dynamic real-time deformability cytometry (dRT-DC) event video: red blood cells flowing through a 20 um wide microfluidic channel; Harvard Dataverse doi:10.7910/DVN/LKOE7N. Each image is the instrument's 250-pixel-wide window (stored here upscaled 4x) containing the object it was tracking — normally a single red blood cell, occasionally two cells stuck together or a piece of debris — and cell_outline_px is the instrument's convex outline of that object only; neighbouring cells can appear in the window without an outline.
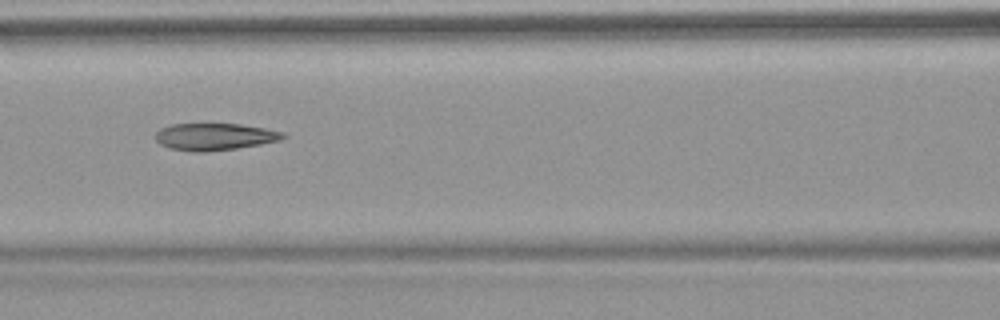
{"species": "common noctule bat (a hibernating species)", "species_latin": "Nyctalus noctula", "temperature_condition": "warm", "stored_images_in_passage": 9, "camera_frame_rate_fps": 3000, "um_per_image_px": 0.085, "animal": {"sex": "female", "body_mass_g": 18.4}, "frame": {"image": 1, "passage_image": 7, "time_ms": 7.0, "image_size_px": [1000, 320], "cell_outline_px": [[288, 136], [280, 140], [260, 144], [236, 148], [204, 152], [192, 152], [172, 148], [160, 144], [156, 140], [156, 132], [160, 128], [172, 124], [240, 124], [264, 128], [284, 132]], "centroid_in_image_um": [18.25, 11.61], "position_along_channel_um": 148.3, "area_um2": 20.0}}
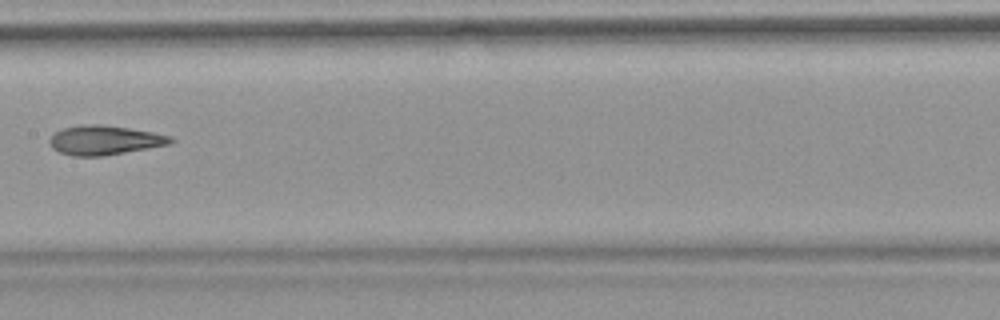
{"frame": {"image": 2, "passage_image": 8, "time_ms": 8.333, "image_size_px": [1000, 320], "cell_outline_px": [[176, 140], [168, 144], [148, 148], [104, 156], [72, 156], [60, 152], [52, 148], [48, 144], [48, 140], [56, 132], [64, 128], [80, 124], [100, 124], [128, 128], [152, 132], [172, 136]], "centroid_in_image_um": [8.87, 11.91], "position_along_channel_um": 198.5, "area_um2": 20.69}}
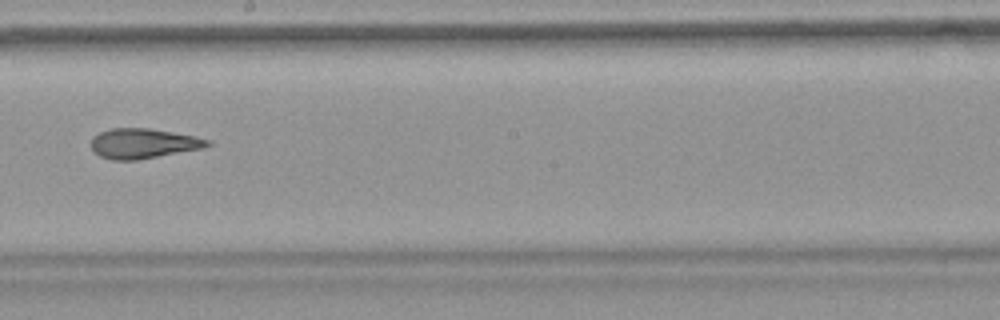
{"frame": {"image": 3, "passage_image": 9, "time_ms": 9.333, "image_size_px": [1000, 320], "cell_outline_px": [[212, 144], [204, 148], [136, 160], [112, 160], [100, 156], [92, 152], [92, 136], [100, 132], [112, 128], [148, 128], [172, 132], [212, 140]], "centroid_in_image_um": [12.16, 12.2], "position_along_channel_um": 236.0, "area_um2": 20.29}}